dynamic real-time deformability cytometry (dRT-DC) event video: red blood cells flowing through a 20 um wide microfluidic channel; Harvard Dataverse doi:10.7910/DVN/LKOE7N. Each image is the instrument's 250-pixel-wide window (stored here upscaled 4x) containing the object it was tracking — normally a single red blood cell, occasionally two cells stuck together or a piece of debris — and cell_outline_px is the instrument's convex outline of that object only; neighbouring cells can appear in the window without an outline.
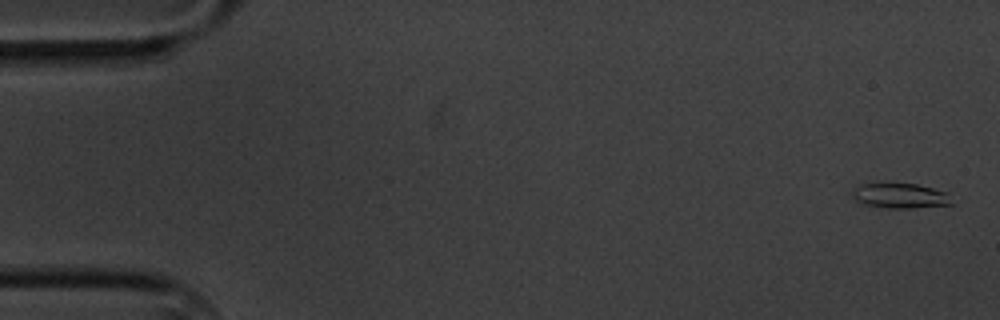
{"species": "common noctule bat (a hibernating species)", "species_latin": "Nyctalus noctula", "temperature_condition": "cold", "stored_images_in_passage": 12, "camera_frame_rate_fps": 3000, "um_per_image_px": 0.085, "animal": {"sex": "male", "body_mass_g": 20.1, "forearm_length_mm": 53.5}, "frame": {"image": 1, "passage_image": 1, "time_ms": 0.0, "image_size_px": [1000, 320], "cell_outline_px": [[952, 204], [912, 208], [888, 208], [864, 204], [856, 200], [848, 192], [860, 184], [916, 184], [948, 192]], "centroid_in_image_um": [76.48, 16.64], "position_along_channel_um": 8.5, "area_um2": 14.39}}
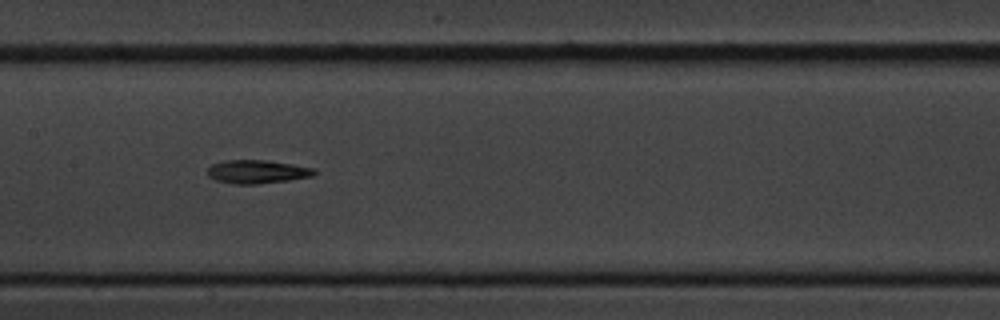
{"frame": {"image": 2, "passage_image": 8, "time_ms": 9.0, "image_size_px": [1000, 320], "cell_outline_px": [[316, 172], [312, 176], [288, 180], [256, 184], [232, 184], [216, 180], [208, 176], [208, 168], [212, 164], [224, 160], [268, 160], [316, 168]], "centroid_in_image_um": [21.85, 14.59], "position_along_channel_um": 185.5, "area_um2": 14.62}}
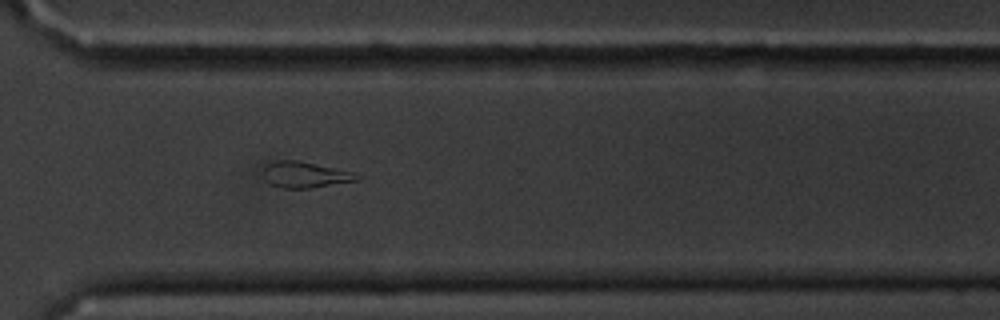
{"frame": {"image": 3, "passage_image": 12, "time_ms": 13.667, "image_size_px": [1000, 320], "cell_outline_px": [[364, 176], [360, 180], [312, 188], [284, 188], [272, 184], [264, 176], [264, 168], [268, 164], [276, 160], [296, 160], [352, 172]], "centroid_in_image_um": [25.99, 14.86], "position_along_channel_um": 344.6, "area_um2": 13.99}}